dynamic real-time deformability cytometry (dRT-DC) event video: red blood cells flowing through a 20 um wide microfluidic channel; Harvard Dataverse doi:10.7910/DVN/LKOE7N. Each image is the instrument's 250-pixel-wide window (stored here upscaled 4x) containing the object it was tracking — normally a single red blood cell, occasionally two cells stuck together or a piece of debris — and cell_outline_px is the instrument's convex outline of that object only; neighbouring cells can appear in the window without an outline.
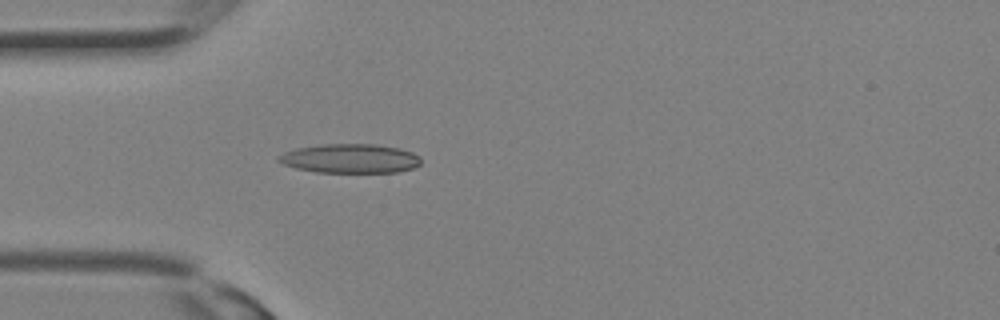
{"species": "Egyptian fruit bat (a non-hibernating species)", "species_latin": "Rousettus aegyptiacus", "temperature_condition": "room temperature", "stored_images_in_passage": 31, "camera_frame_rate_fps": 3000, "um_per_image_px": 0.085, "animal": {"sex": "female"}, "frame": {"image": 1, "passage_image": 9, "time_ms": 2.667, "image_size_px": [1000, 320], "cell_outline_px": [[420, 164], [412, 168], [396, 172], [316, 172], [296, 168], [284, 164], [276, 160], [276, 156], [284, 152], [296, 148], [324, 144], [376, 144], [400, 148], [412, 152], [420, 156]], "centroid_in_image_um": [29.75, 13.47], "position_along_channel_um": 55.3, "area_um2": 24.22}}
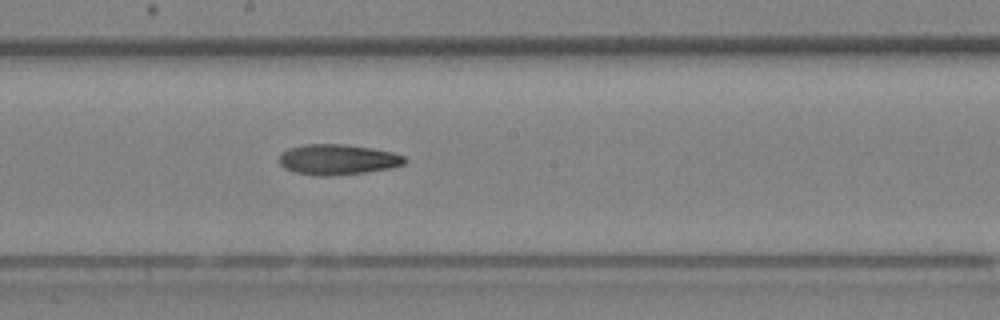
{"frame": {"image": 2, "passage_image": 17, "time_ms": 5.333, "image_size_px": [1000, 320], "cell_outline_px": [[408, 160], [404, 164], [392, 168], [364, 172], [328, 176], [320, 176], [296, 172], [284, 168], [280, 164], [280, 152], [288, 148], [304, 144], [340, 144], [372, 148], [392, 152], [404, 156]], "centroid_in_image_um": [28.7, 13.55], "position_along_channel_um": 219.5, "area_um2": 22.25}}
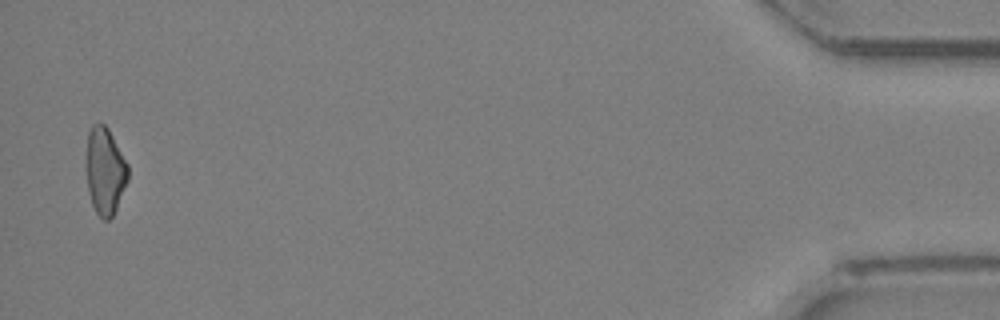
{"frame": {"image": 3, "passage_image": 31, "time_ms": 10.0, "image_size_px": [1000, 320], "cell_outline_px": [[128, 180], [116, 208], [112, 216], [108, 220], [104, 220], [96, 212], [92, 204], [88, 192], [88, 132], [92, 124], [100, 120], [108, 128], [128, 164]], "centroid_in_image_um": [8.95, 14.51], "position_along_channel_um": 426.3, "area_um2": 20.81}}